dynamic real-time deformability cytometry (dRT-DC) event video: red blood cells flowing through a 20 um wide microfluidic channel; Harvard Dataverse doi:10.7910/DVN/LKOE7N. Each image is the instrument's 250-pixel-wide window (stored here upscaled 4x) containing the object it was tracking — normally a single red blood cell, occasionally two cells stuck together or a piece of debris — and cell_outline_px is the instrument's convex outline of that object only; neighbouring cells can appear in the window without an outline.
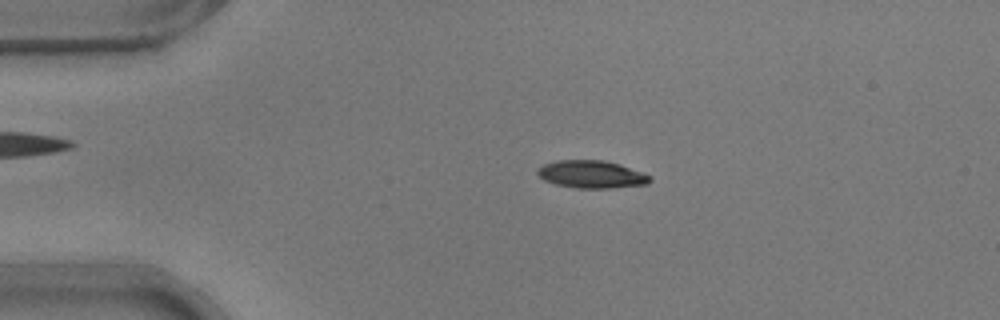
{"species": "common noctule bat (a hibernating species)", "species_latin": "Nyctalus noctula", "temperature_condition": "warm", "stored_images_in_passage": 53, "camera_frame_rate_fps": 3000, "um_per_image_px": 0.085, "animal": {"sex": "male", "body_mass_g": 17.9}, "frame": {"image": 1, "passage_image": 11, "time_ms": 3.333, "image_size_px": [1000, 320], "cell_outline_px": [[652, 180], [648, 184], [612, 188], [576, 188], [556, 184], [544, 180], [536, 172], [536, 168], [544, 164], [556, 160], [604, 160], [620, 164], [644, 172], [652, 176]], "centroid_in_image_um": [50.31, 14.81], "position_along_channel_um": 34.7, "area_um2": 18.32}}
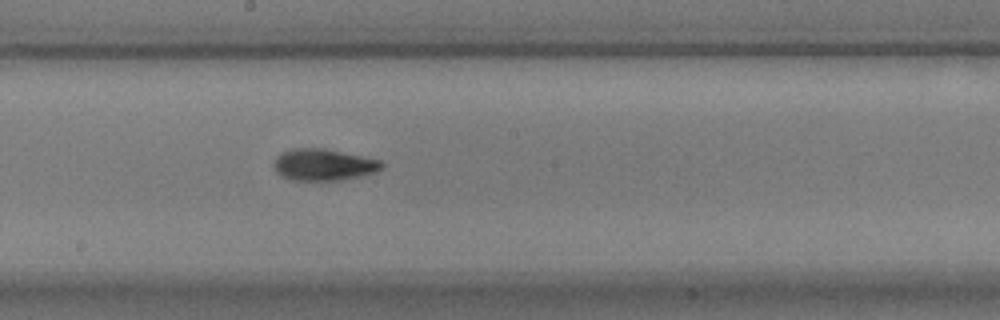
{"frame": {"image": 2, "passage_image": 29, "time_ms": 9.333, "image_size_px": [1000, 320], "cell_outline_px": [[384, 168], [376, 172], [360, 176], [340, 180], [292, 180], [280, 176], [276, 172], [276, 156], [280, 152], [292, 148], [324, 148], [380, 160], [384, 164]], "centroid_in_image_um": [27.51, 14.0], "position_along_channel_um": 220.7, "area_um2": 19.88}}
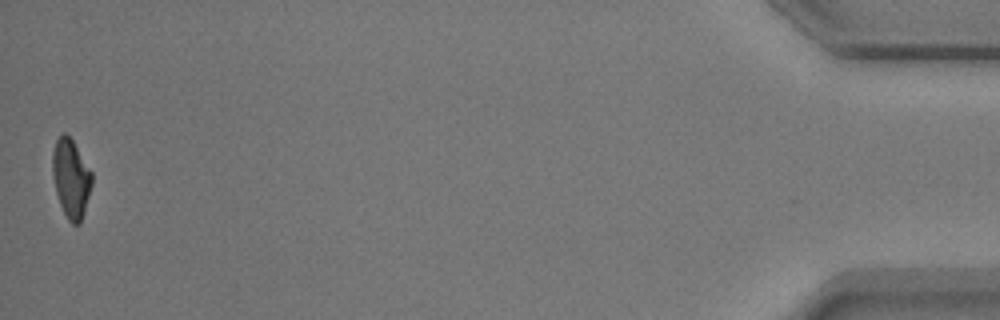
{"frame": {"image": 3, "passage_image": 53, "time_ms": 17.333, "image_size_px": [1000, 320], "cell_outline_px": [[92, 184], [84, 212], [80, 224], [72, 224], [68, 220], [60, 204], [56, 192], [52, 172], [52, 152], [56, 140], [64, 132], [72, 140], [92, 172]], "centroid_in_image_um": [6.03, 15.17], "position_along_channel_um": 429.2, "area_um2": 17.86}, "authors_computed_cell_mechanics": {"area_um2": 18.6116, "velocity_mm_per_s": 3.7647, "shape_relaxation_time_tau1_ms": 3.3216, "shape_relaxation_time_tau2_ms": 2.6324, "deformation_change_tau1": 0.1547, "deformation_change_tau2": 0.0996}}